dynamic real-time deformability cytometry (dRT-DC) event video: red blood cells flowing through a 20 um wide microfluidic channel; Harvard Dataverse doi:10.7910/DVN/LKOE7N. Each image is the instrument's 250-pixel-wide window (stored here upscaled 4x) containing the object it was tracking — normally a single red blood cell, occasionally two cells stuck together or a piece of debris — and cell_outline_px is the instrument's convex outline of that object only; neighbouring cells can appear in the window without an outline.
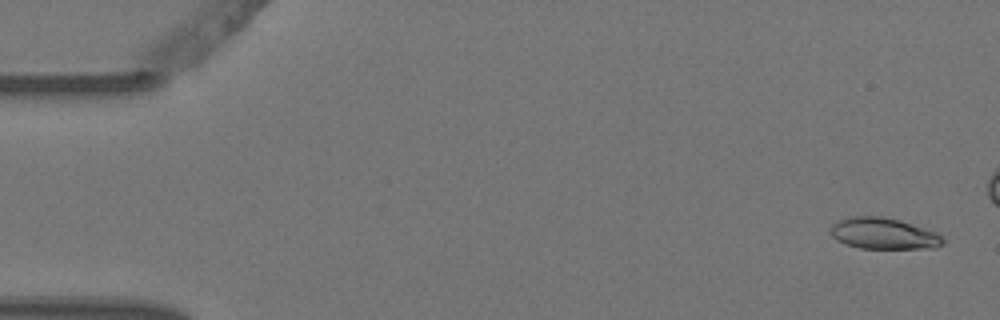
{"species": "Egyptian fruit bat (a non-hibernating species)", "species_latin": "Rousettus aegyptiacus", "temperature_condition": "warm", "stored_images_in_passage": 5, "camera_frame_rate_fps": 3000, "um_per_image_px": 0.085, "animal": {"sex": "female"}, "frame": {"image": 1, "passage_image": 1, "time_ms": 0.0, "image_size_px": [1000, 320], "cell_outline_px": [[944, 244], [936, 248], [860, 248], [844, 244], [836, 240], [832, 236], [832, 224], [848, 216], [880, 216], [900, 220], [936, 232], [944, 240]], "centroid_in_image_um": [75.1, 19.85], "position_along_channel_um": 9.9, "area_um2": 20.4}}